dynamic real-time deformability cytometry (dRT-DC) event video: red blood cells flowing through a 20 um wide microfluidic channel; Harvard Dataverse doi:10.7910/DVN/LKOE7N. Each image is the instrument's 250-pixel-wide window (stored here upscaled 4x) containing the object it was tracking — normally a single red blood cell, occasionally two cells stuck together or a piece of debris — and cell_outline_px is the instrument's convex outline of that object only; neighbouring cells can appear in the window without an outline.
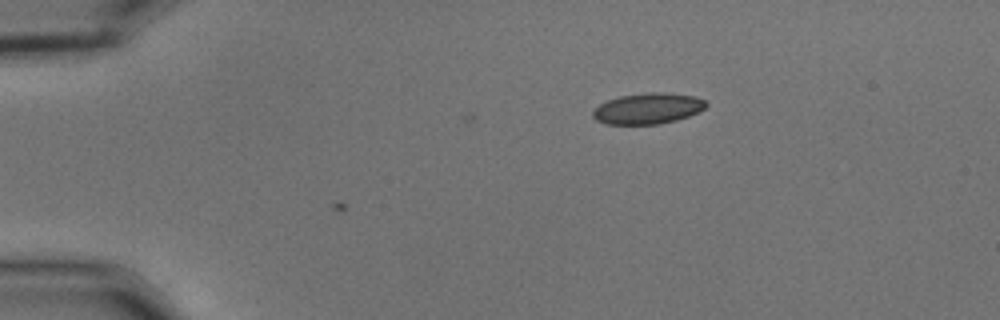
{"species": "common noctule bat (a hibernating species)", "species_latin": "Nyctalus noctula", "temperature_condition": "cold", "stored_images_in_passage": 2, "camera_frame_rate_fps": 3000, "um_per_image_px": 0.085, "animal": {"sex": "male", "body_mass_g": 15.6}, "frame": {"image": 1, "passage_image": 2, "time_ms": 0.333, "image_size_px": [1000, 320], "cell_outline_px": [[708, 104], [704, 108], [688, 116], [676, 120], [660, 124], [604, 124], [596, 120], [592, 116], [592, 112], [600, 104], [608, 100], [620, 96], [648, 92], [664, 92], [696, 96], [704, 100]], "centroid_in_image_um": [55.06, 9.22], "position_along_channel_um": 29.9, "area_um2": 20.35}}